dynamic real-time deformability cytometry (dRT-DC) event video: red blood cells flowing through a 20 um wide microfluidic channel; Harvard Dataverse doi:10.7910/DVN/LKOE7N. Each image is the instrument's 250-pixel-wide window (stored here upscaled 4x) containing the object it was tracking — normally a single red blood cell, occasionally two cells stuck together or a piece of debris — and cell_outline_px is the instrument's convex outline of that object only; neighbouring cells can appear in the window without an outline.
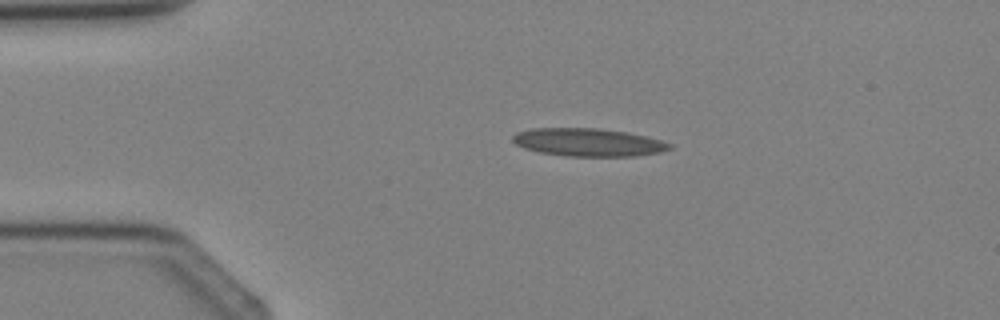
{"species": "Egyptian fruit bat (a non-hibernating species)", "species_latin": "Rousettus aegyptiacus", "temperature_condition": "cold", "stored_images_in_passage": 4, "camera_frame_rate_fps": 3000, "um_per_image_px": 0.085, "animal": {"sex": "female"}, "frame": {"image": 1, "passage_image": 3, "time_ms": 2.0, "image_size_px": [1000, 320], "cell_outline_px": [[672, 148], [660, 152], [636, 156], [564, 156], [540, 152], [524, 148], [516, 144], [512, 140], [512, 136], [516, 132], [532, 128], [600, 128], [624, 132], [644, 136], [660, 140], [672, 144]], "centroid_in_image_um": [49.97, 12.09], "position_along_channel_um": 35.0, "area_um2": 25.49}}